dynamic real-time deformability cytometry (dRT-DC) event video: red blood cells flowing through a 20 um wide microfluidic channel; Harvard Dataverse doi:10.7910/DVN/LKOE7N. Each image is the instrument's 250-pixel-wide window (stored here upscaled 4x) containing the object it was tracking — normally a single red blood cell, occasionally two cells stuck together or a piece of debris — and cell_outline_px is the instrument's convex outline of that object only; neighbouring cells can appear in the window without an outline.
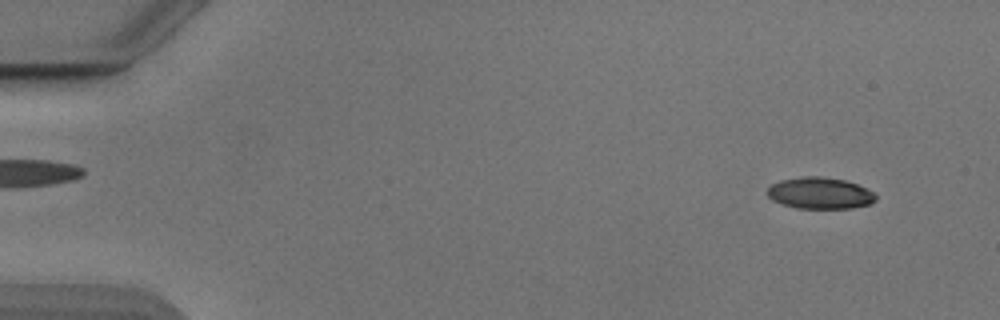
{"species": "Egyptian fruit bat (a non-hibernating species)", "species_latin": "Rousettus aegyptiacus", "temperature_condition": "cold", "stored_images_in_passage": 15, "camera_frame_rate_fps": 3000, "um_per_image_px": 0.085, "animal": {"sex": "male"}, "frame": {"image": 1, "passage_image": 5, "time_ms": 1.333, "image_size_px": [1000, 320], "cell_outline_px": [[876, 200], [872, 204], [852, 208], [796, 208], [780, 204], [772, 200], [768, 196], [768, 188], [772, 184], [780, 180], [804, 176], [820, 176], [844, 180], [856, 184], [872, 192], [876, 196]], "centroid_in_image_um": [69.68, 16.42], "position_along_channel_um": 15.3, "area_um2": 19.88}}